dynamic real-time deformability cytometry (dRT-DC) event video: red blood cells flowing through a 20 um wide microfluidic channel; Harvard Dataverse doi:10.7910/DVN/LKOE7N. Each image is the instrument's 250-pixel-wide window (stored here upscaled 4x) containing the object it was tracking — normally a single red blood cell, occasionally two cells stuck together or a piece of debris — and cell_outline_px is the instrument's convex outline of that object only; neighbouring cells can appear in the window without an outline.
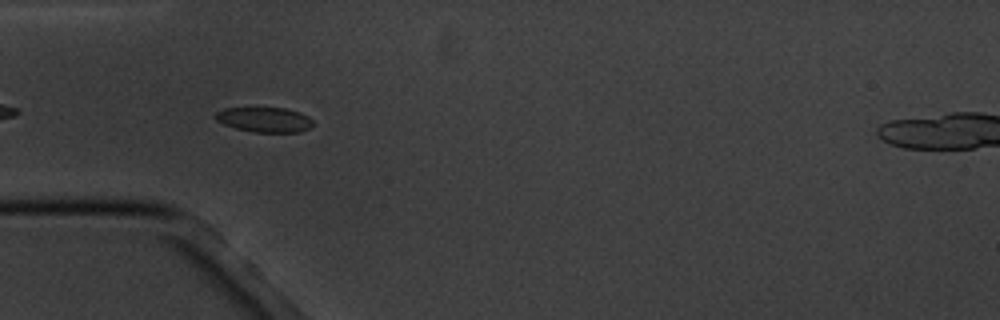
{"species": "common noctule bat (a hibernating species)", "species_latin": "Nyctalus noctula", "temperature_condition": "cold", "stored_images_in_passage": 5, "camera_frame_rate_fps": 3000, "um_per_image_px": 0.085, "animal": {"sex": "male", "body_mass_g": 20.1, "forearm_length_mm": 53.5}, "frame": {"image": 1, "passage_image": 4, "time_ms": 4.333, "image_size_px": [1000, 320], "cell_outline_px": [[312, 124], [308, 128], [300, 132], [252, 132], [236, 128], [224, 124], [216, 120], [212, 116], [216, 112], [224, 108], [284, 108], [300, 112], [308, 116], [312, 120]], "centroid_in_image_um": [22.45, 10.17], "position_along_channel_um": 62.6, "area_um2": 14.16}}
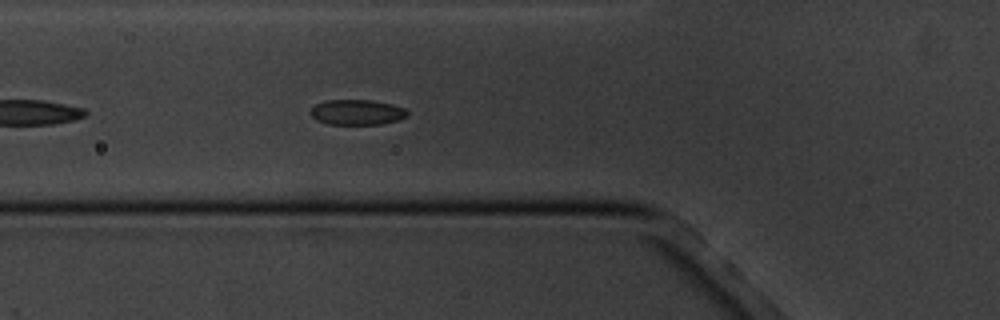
{"frame": {"image": 2, "passage_image": 5, "time_ms": 5.333, "image_size_px": [1000, 320], "cell_outline_px": [[408, 116], [396, 120], [380, 124], [328, 124], [316, 120], [308, 112], [316, 104], [328, 100], [372, 100], [392, 104], [404, 108], [408, 112]], "centroid_in_image_um": [30.33, 9.54], "position_along_channel_um": 95.5, "area_um2": 14.22}}